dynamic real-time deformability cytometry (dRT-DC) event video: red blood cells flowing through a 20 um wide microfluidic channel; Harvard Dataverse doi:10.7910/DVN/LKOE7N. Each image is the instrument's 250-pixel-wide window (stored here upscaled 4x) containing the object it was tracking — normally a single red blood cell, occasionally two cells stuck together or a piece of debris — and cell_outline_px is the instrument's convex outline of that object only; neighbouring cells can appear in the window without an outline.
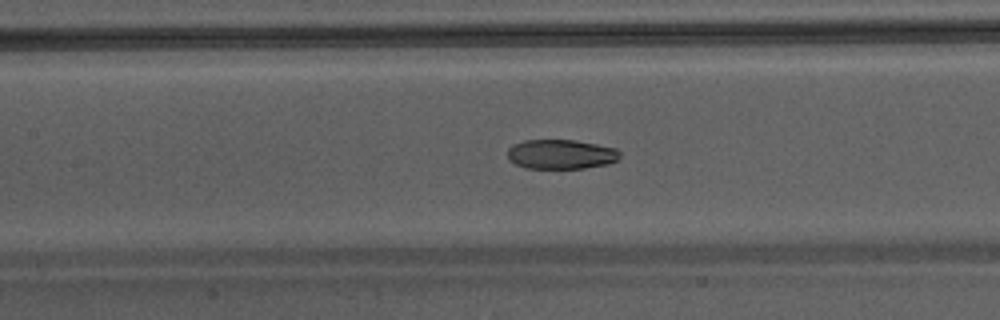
{"species": "Egyptian fruit bat (a non-hibernating species)", "species_latin": "Rousettus aegyptiacus", "temperature_condition": "warm", "stored_images_in_passage": 44, "camera_frame_rate_fps": 3000, "um_per_image_px": 0.085, "animal": {"sex": "male"}, "frame": {"image": 1, "passage_image": 19, "time_ms": 6.0, "image_size_px": [1000, 320], "cell_outline_px": [[620, 156], [616, 160], [608, 164], [584, 168], [528, 168], [516, 164], [508, 160], [508, 148], [512, 144], [524, 140], [576, 140], [616, 148], [620, 152]], "centroid_in_image_um": [47.67, 13.1], "position_along_channel_um": 159.7, "area_um2": 19.36}}